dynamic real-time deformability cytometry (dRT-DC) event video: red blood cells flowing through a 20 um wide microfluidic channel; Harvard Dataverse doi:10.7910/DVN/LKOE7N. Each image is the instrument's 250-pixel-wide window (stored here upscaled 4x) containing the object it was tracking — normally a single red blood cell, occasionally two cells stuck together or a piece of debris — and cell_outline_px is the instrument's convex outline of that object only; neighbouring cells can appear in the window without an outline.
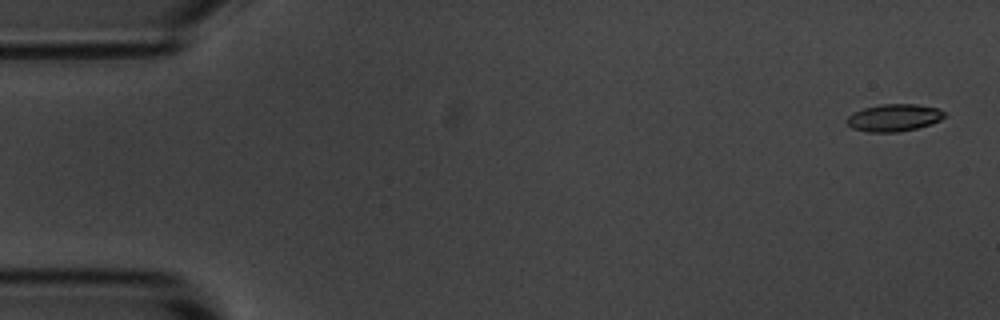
{"species": "common noctule bat (a hibernating species)", "species_latin": "Nyctalus noctula", "temperature_condition": "room temperature", "stored_images_in_passage": 5, "camera_frame_rate_fps": 3000, "um_per_image_px": 0.085, "animal": {"sex": "male", "body_mass_g": 20.1, "forearm_length_mm": 53.5}, "frame": {"image": 1, "passage_image": 1, "time_ms": 0.0, "image_size_px": [1000, 320], "cell_outline_px": [[944, 116], [940, 120], [932, 124], [900, 132], [868, 132], [852, 128], [844, 120], [848, 116], [864, 108], [880, 104], [916, 104], [936, 108], [944, 112]], "centroid_in_image_um": [75.97, 10.01], "position_along_channel_um": 9.0, "area_um2": 15.43}}
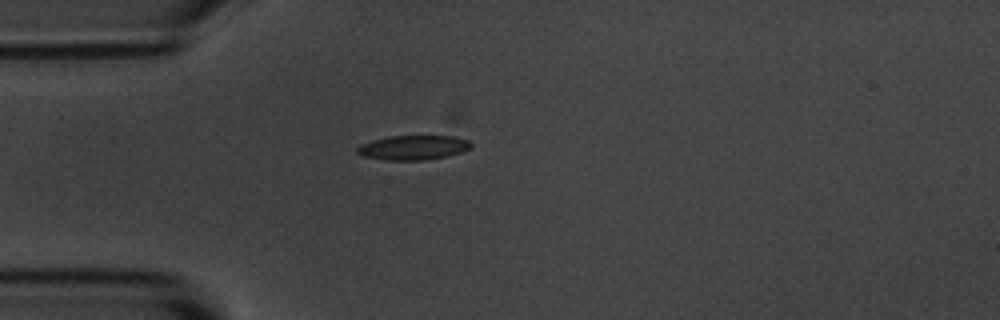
{"frame": {"image": 2, "passage_image": 5, "time_ms": 4.333, "image_size_px": [1000, 320], "cell_outline_px": [[472, 148], [460, 152], [444, 156], [424, 160], [384, 160], [364, 156], [356, 152], [356, 148], [360, 144], [372, 140], [388, 136], [452, 136], [468, 140], [472, 144]], "centroid_in_image_um": [35.09, 12.54], "position_along_channel_um": 49.9, "area_um2": 16.18}}